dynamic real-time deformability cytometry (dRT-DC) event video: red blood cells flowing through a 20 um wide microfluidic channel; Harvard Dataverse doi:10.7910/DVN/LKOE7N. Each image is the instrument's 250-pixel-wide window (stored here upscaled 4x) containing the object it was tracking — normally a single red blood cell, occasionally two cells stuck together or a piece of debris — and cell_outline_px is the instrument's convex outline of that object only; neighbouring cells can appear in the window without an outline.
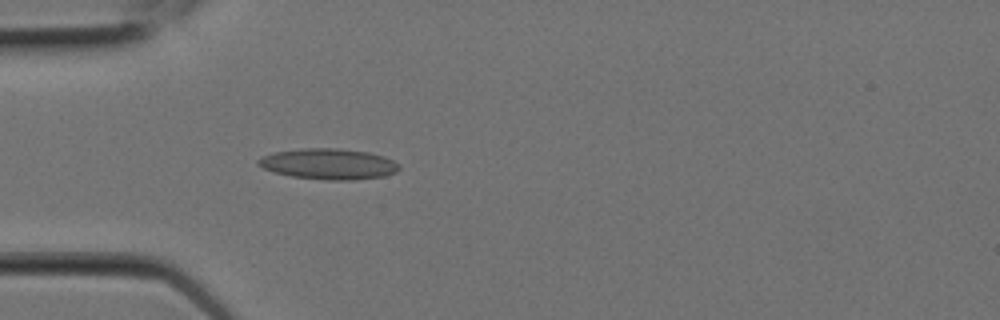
{"species": "Egyptian fruit bat (a non-hibernating species)", "species_latin": "Rousettus aegyptiacus", "temperature_condition": "room temperature", "stored_images_in_passage": 5, "camera_frame_rate_fps": 3000, "um_per_image_px": 0.085, "animal": {"sex": "female"}, "frame": {"image": 1, "passage_image": 5, "time_ms": 1.333, "image_size_px": [1000, 320], "cell_outline_px": [[400, 168], [396, 172], [384, 176], [352, 180], [328, 180], [292, 176], [276, 172], [264, 168], [256, 164], [256, 160], [264, 156], [276, 152], [300, 148], [336, 148], [368, 152], [384, 156], [400, 164]], "centroid_in_image_um": [27.96, 13.93], "position_along_channel_um": 57.0, "area_um2": 25.14}}